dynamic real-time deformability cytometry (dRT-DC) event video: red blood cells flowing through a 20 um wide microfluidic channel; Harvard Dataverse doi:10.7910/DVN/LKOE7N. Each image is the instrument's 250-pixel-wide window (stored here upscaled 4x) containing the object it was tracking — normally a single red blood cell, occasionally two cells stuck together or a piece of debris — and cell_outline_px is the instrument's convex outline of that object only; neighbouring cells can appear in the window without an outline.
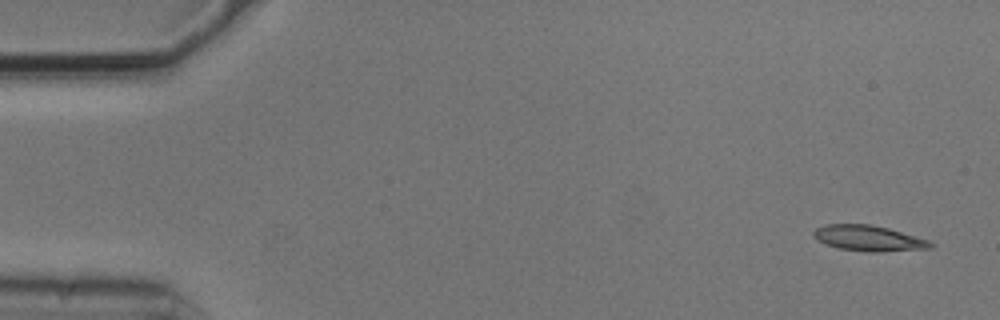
{"species": "common noctule bat (a hibernating species)", "species_latin": "Nyctalus noctula", "temperature_condition": "cold", "stored_images_in_passage": 5, "camera_frame_rate_fps": 3000, "um_per_image_px": 0.085, "animal": {"sex": "male", "body_mass_g": 20.5, "forearm_length_mm": 52.5}, "frame": {"image": 1, "passage_image": 1, "time_ms": 0.0, "image_size_px": [1000, 320], "cell_outline_px": [[936, 244], [932, 248], [880, 252], [868, 252], [836, 248], [824, 244], [812, 236], [812, 232], [816, 228], [824, 224], [872, 224], [888, 228], [928, 240]], "centroid_in_image_um": [73.8, 20.25], "position_along_channel_um": 11.2, "area_um2": 17.69}}
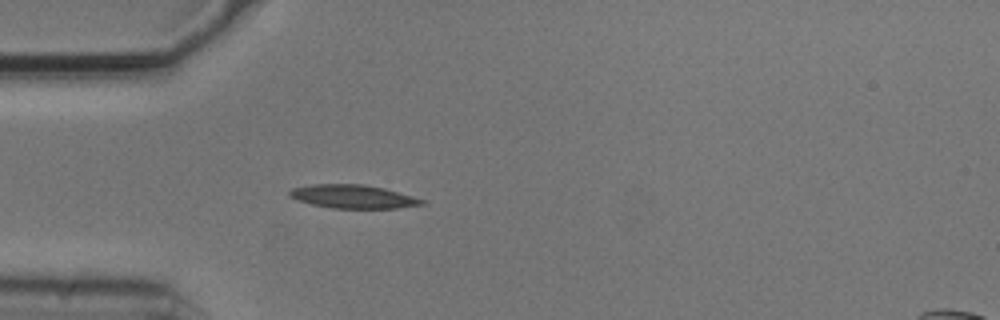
{"frame": {"image": 2, "passage_image": 5, "time_ms": 1.333, "image_size_px": [1000, 320], "cell_outline_px": [[424, 204], [396, 208], [332, 208], [312, 204], [288, 196], [288, 192], [292, 188], [312, 184], [360, 184], [384, 188], [412, 196], [424, 200]], "centroid_in_image_um": [29.98, 16.7], "position_along_channel_um": 55.0, "area_um2": 17.86}}